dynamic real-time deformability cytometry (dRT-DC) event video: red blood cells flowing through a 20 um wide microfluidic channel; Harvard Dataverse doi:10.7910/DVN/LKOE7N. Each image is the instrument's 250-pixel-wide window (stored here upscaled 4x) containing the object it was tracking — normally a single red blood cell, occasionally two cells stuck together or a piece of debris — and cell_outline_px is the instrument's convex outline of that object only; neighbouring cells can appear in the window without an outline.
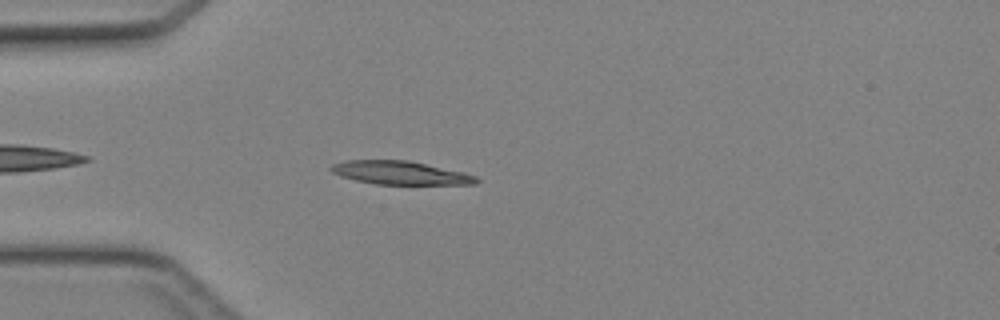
{"species": "Egyptian fruit bat (a non-hibernating species)", "species_latin": "Rousettus aegyptiacus", "temperature_condition": "cold", "stored_images_in_passage": 36, "camera_frame_rate_fps": 3000, "um_per_image_px": 0.085, "animal": {"sex": "female"}, "frame": {"image": 1, "passage_image": 4, "time_ms": 1.0, "image_size_px": [1000, 320], "cell_outline_px": [[480, 180], [476, 184], [376, 184], [356, 180], [340, 176], [332, 172], [328, 168], [332, 164], [344, 160], [408, 160], [464, 172], [476, 176]], "centroid_in_image_um": [34.0, 14.68], "position_along_channel_um": 51.0, "area_um2": 19.83}}
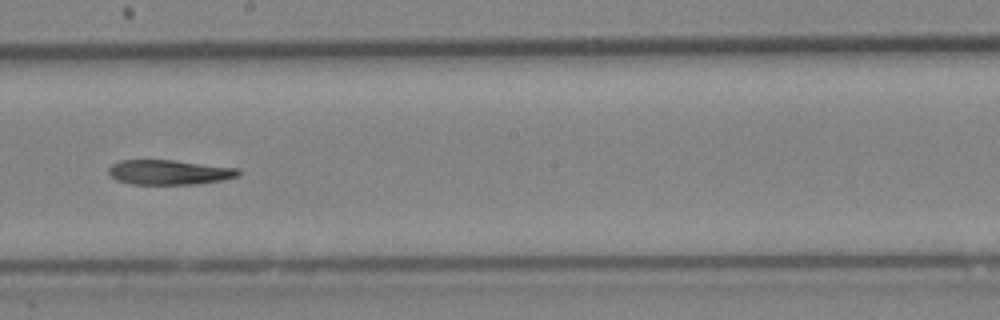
{"frame": {"image": 2, "passage_image": 17, "time_ms": 5.333, "image_size_px": [1000, 320], "cell_outline_px": [[240, 176], [224, 180], [192, 184], [132, 184], [116, 180], [108, 172], [108, 168], [112, 164], [120, 160], [172, 160], [240, 168]], "centroid_in_image_um": [14.41, 14.64], "position_along_channel_um": 233.8, "area_um2": 18.79}}
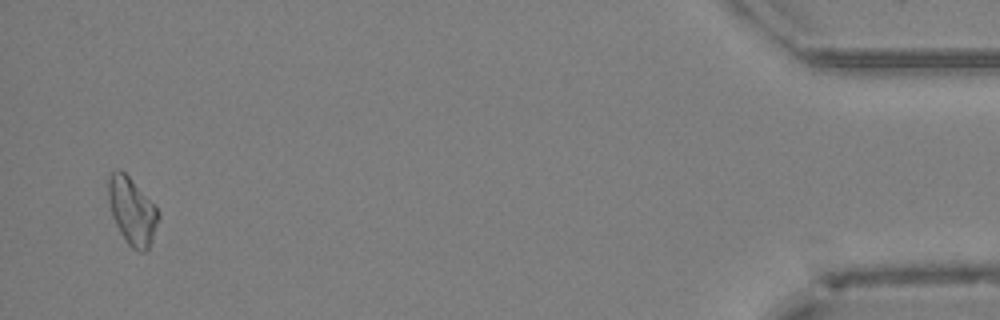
{"frame": {"image": 3, "passage_image": 35, "time_ms": 11.333, "image_size_px": [1000, 320], "cell_outline_px": [[160, 216], [148, 252], [140, 252], [132, 248], [128, 244], [120, 232], [112, 216], [108, 200], [108, 176], [112, 172], [120, 168], [156, 204], [160, 212]], "centroid_in_image_um": [11.25, 17.94], "position_along_channel_um": 424.0, "area_um2": 19.88}}